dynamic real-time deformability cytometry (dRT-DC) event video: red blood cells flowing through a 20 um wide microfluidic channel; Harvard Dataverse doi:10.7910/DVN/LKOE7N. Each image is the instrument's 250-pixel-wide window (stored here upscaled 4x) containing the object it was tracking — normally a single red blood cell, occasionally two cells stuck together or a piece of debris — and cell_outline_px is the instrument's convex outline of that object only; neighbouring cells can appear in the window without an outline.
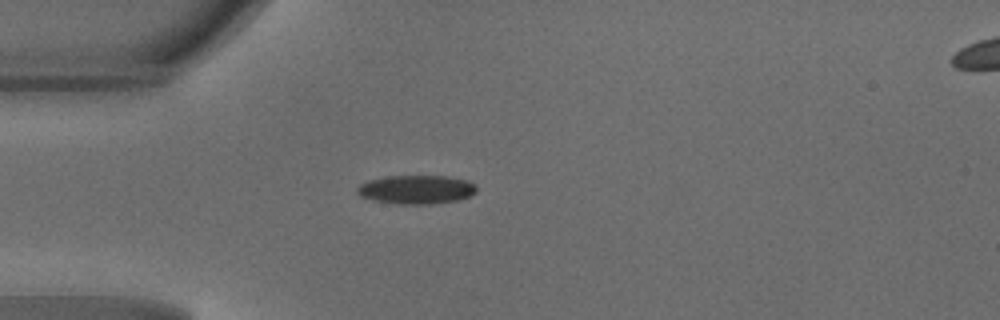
{"species": "common noctule bat (a hibernating species)", "species_latin": "Nyctalus noctula", "temperature_condition": "warm", "stored_images_in_passage": 36, "camera_frame_rate_fps": 3000, "um_per_image_px": 0.085, "animal": {"sex": "male", "body_mass_g": 18.8}, "frame": {"image": 1, "passage_image": 1, "time_ms": 0.0, "image_size_px": [1000, 320], "cell_outline_px": [[476, 192], [468, 196], [456, 200], [432, 204], [400, 204], [376, 200], [360, 196], [356, 192], [356, 188], [360, 184], [368, 180], [388, 176], [444, 176], [468, 180], [476, 184]], "centroid_in_image_um": [35.39, 16.1], "position_along_channel_um": 49.6, "area_um2": 19.88}}
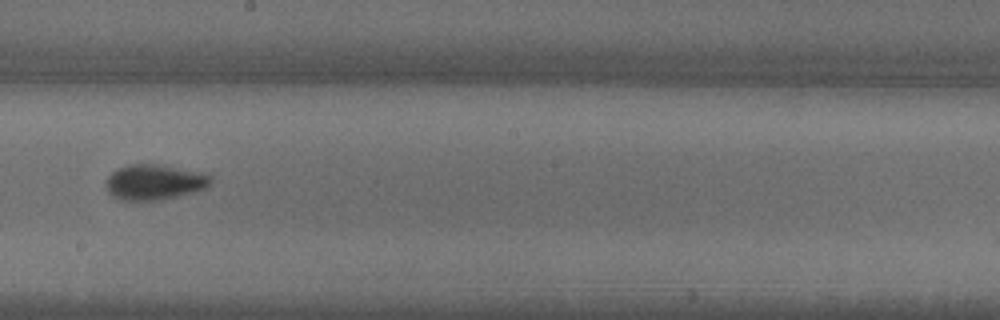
{"frame": {"image": 2, "passage_image": 15, "time_ms": 4.667, "image_size_px": [1000, 320], "cell_outline_px": [[212, 184], [208, 188], [196, 192], [156, 200], [120, 200], [112, 196], [108, 192], [108, 176], [112, 172], [128, 164], [156, 164], [208, 172], [212, 176]], "centroid_in_image_um": [13.23, 15.47], "position_along_channel_um": 235.0, "area_um2": 21.79}}
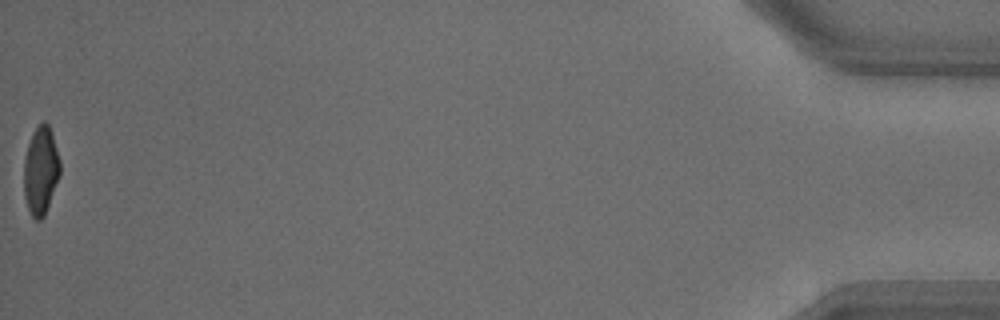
{"frame": {"image": 3, "passage_image": 36, "time_ms": 11.667, "image_size_px": [1000, 320], "cell_outline_px": [[60, 176], [44, 216], [40, 220], [36, 220], [32, 216], [28, 208], [24, 196], [24, 160], [28, 144], [32, 132], [44, 120], [48, 124], [60, 160]], "centroid_in_image_um": [3.46, 14.51], "position_along_channel_um": 431.7, "area_um2": 18.44}, "authors_computed_cell_mechanics": {"area_um2": 20.1144, "velocity_mm_per_s": 4.2108, "shape_relaxation_time_tau1_ms": 3.2641, "shape_relaxation_time_tau2_ms": 1.0824, "deformation_change_tau1": 0.1481, "deformation_change_tau2": 0.0638}}